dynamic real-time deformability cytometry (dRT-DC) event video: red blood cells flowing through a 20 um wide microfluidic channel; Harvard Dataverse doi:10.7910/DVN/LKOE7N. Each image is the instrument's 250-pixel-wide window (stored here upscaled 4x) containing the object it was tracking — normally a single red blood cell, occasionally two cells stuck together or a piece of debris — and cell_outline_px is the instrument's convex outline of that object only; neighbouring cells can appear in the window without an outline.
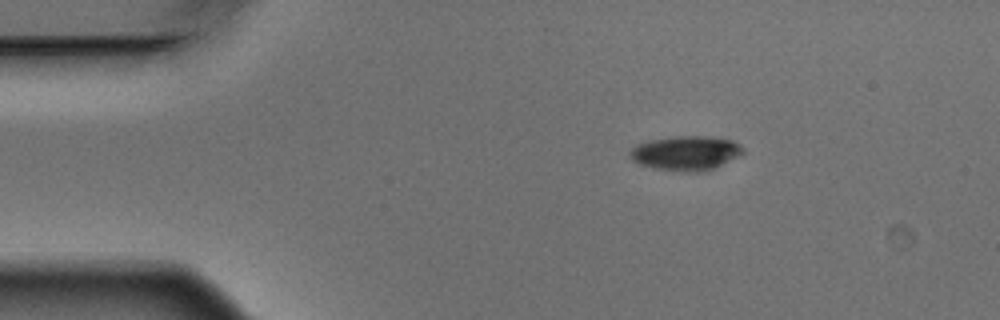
{"species": "Egyptian fruit bat (a non-hibernating species)", "species_latin": "Rousettus aegyptiacus", "temperature_condition": "warm", "stored_images_in_passage": 3, "camera_frame_rate_fps": 3000, "um_per_image_px": 0.085, "animal": {"sex": "male"}, "frame": {"image": 1, "passage_image": 1, "time_ms": 0.0, "image_size_px": [1000, 320], "cell_outline_px": [[744, 152], [704, 172], [684, 172], [656, 168], [640, 164], [632, 160], [628, 156], [628, 152], [636, 144], [648, 140], [676, 136], [708, 136], [732, 140], [740, 144], [744, 148]], "centroid_in_image_um": [58.25, 13.0], "position_along_channel_um": 26.8, "area_um2": 22.6}}